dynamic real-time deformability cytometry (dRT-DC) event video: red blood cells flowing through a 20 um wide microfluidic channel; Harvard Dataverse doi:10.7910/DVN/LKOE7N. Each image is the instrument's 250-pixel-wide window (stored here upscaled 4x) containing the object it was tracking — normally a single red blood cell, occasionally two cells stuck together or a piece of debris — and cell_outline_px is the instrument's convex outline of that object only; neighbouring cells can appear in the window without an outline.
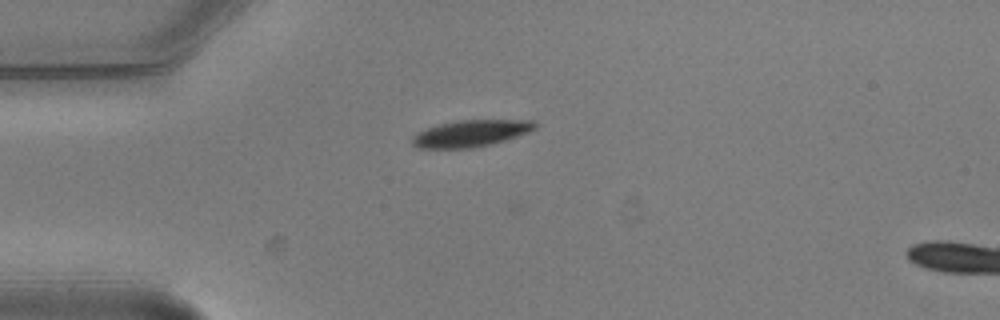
{"species": "common noctule bat (a hibernating species)", "species_latin": "Nyctalus noctula", "temperature_condition": "warm", "stored_images_in_passage": 5, "camera_frame_rate_fps": 3000, "um_per_image_px": 0.085, "animal": {"sex": "male", "body_mass_g": 20.5, "forearm_length_mm": 52.5}, "frame": {"image": 1, "passage_image": 4, "time_ms": 1.0, "image_size_px": [1000, 320], "cell_outline_px": [[540, 124], [536, 128], [528, 132], [504, 140], [488, 144], [468, 148], [416, 148], [412, 144], [412, 136], [428, 128], [440, 124], [456, 120], [536, 120]], "centroid_in_image_um": [40.05, 11.32], "position_along_channel_um": 45.0, "area_um2": 18.9}}